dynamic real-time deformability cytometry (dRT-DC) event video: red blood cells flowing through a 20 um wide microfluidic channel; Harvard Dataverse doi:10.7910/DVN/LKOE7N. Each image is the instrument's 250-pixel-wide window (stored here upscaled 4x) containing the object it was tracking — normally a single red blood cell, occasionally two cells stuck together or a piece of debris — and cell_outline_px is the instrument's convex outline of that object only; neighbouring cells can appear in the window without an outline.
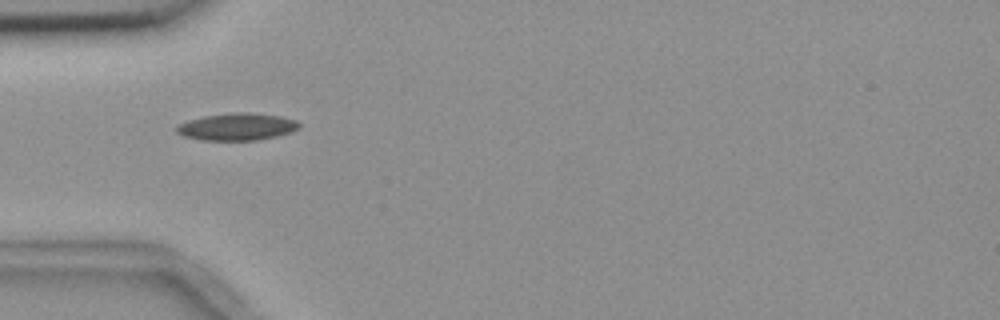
{"species": "common noctule bat (a hibernating species)", "species_latin": "Nyctalus noctula", "temperature_condition": "room temperature", "stored_images_in_passage": 2, "camera_frame_rate_fps": 3000, "um_per_image_px": 0.085, "animal": {"sex": "female", "body_mass_g": 18.4}, "frame": {"image": 1, "passage_image": 1, "time_ms": 0.0, "image_size_px": [1000, 320], "cell_outline_px": [[300, 128], [292, 132], [276, 136], [256, 140], [200, 140], [184, 136], [176, 132], [176, 124], [188, 120], [204, 116], [236, 112], [248, 112], [280, 116], [296, 120], [300, 124]], "centroid_in_image_um": [20.14, 10.77], "position_along_channel_um": 64.9, "area_um2": 19.48}}